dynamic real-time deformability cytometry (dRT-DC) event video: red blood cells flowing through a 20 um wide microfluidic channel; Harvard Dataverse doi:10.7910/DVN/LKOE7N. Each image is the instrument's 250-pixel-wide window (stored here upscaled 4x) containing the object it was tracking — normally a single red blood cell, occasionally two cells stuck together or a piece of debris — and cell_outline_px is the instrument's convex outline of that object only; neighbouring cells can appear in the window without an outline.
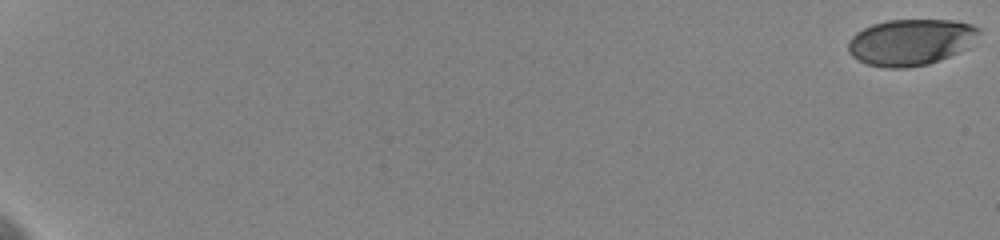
{"species": "human", "species_latin": "Homo sapiens", "temperature_condition": "cold", "stored_images_in_passage": 55, "camera_frame_rate_fps": 3000, "um_per_image_px": 0.085, "donor": {"sex": "female"}, "frame": {"image": 1, "passage_image": 1, "time_ms": 0.0, "image_size_px": [1000, 240], "cell_outline_px": [[980, 32], [968, 48], [928, 64], [908, 68], [884, 68], [868, 64], [852, 56], [848, 52], [848, 40], [856, 32], [872, 24], [888, 20], [952, 20], [972, 24], [980, 28]], "centroid_in_image_um": [77.4, 3.58], "position_along_channel_um": 7.6, "area_um2": 35.32}}
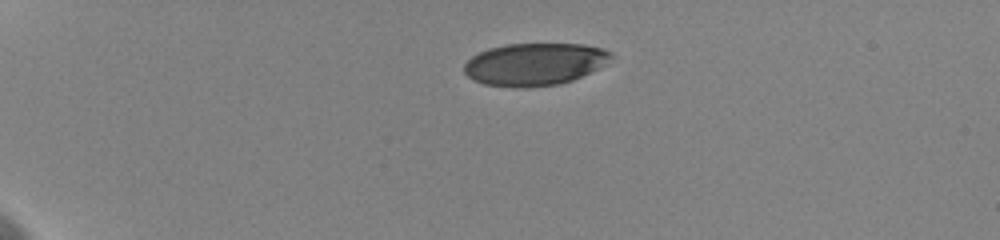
{"frame": {"image": 2, "passage_image": 36, "time_ms": 5.333, "image_size_px": [1000, 240], "cell_outline_px": [[612, 56], [608, 64], [600, 68], [572, 80], [560, 84], [524, 88], [512, 88], [484, 84], [472, 80], [464, 72], [464, 64], [472, 56], [488, 48], [504, 44], [584, 44], [604, 48], [612, 52]], "centroid_in_image_um": [45.46, 5.46], "position_along_channel_um": 39.5, "area_um2": 36.76}}